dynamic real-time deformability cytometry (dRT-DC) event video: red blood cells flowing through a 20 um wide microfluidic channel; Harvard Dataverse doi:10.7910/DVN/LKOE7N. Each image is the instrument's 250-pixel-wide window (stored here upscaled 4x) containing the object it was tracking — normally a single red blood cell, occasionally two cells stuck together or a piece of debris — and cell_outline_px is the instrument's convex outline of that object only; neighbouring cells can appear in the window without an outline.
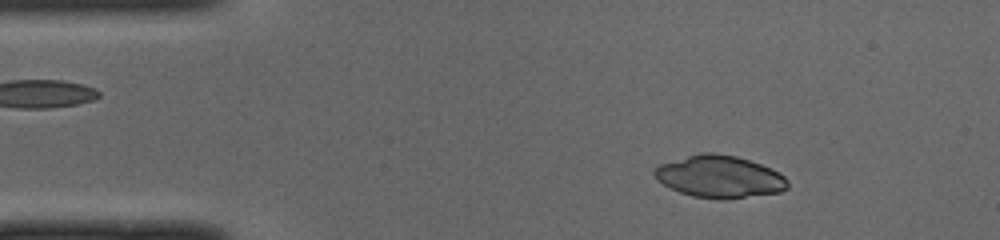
{"species": "common noctule bat (a hibernating species)", "species_latin": "Nyctalus noctula", "temperature_condition": "cold", "stored_images_in_passage": 48, "camera_frame_rate_fps": 3000, "um_per_image_px": 0.085, "animal": {"sex": "male", "body_mass_g": 19.0, "forearm_length_mm": 50.8}, "frame": {"image": 1, "passage_image": 6, "time_ms": 1.667, "image_size_px": [1000, 240], "cell_outline_px": [[788, 188], [780, 192], [728, 200], [716, 200], [692, 196], [680, 192], [656, 180], [652, 172], [660, 164], [700, 152], [712, 152], [736, 156], [760, 164], [784, 176], [788, 180]], "centroid_in_image_um": [61.15, 15.03], "position_along_channel_um": 23.9, "area_um2": 32.83}}